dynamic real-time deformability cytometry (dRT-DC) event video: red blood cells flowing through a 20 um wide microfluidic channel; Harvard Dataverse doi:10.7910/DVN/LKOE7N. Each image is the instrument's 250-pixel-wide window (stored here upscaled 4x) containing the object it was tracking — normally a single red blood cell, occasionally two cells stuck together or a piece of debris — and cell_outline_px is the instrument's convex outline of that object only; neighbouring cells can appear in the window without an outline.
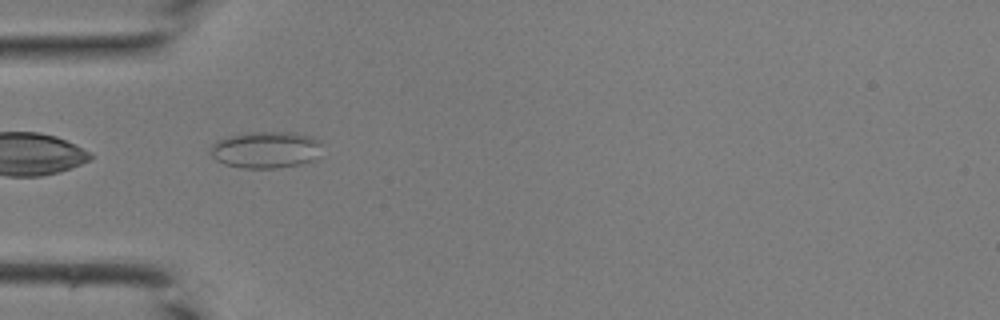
{"species": "common noctule bat (a hibernating species)", "species_latin": "Nyctalus noctula", "temperature_condition": "room temperature", "stored_images_in_passage": 6, "camera_frame_rate_fps": 3000, "um_per_image_px": 0.085, "animal": {"sex": "male", "body_mass_g": 19.0, "forearm_length_mm": 50.8}, "frame": {"image": 1, "passage_image": 1, "time_ms": 0.0, "image_size_px": [1000, 320], "cell_outline_px": [[320, 156], [316, 160], [300, 164], [276, 168], [244, 168], [224, 164], [216, 160], [208, 152], [212, 144], [216, 140], [228, 136], [244, 132], [296, 132], [312, 136], [320, 140]], "centroid_in_image_um": [22.6, 12.72], "position_along_channel_um": 62.4, "area_um2": 24.39}}
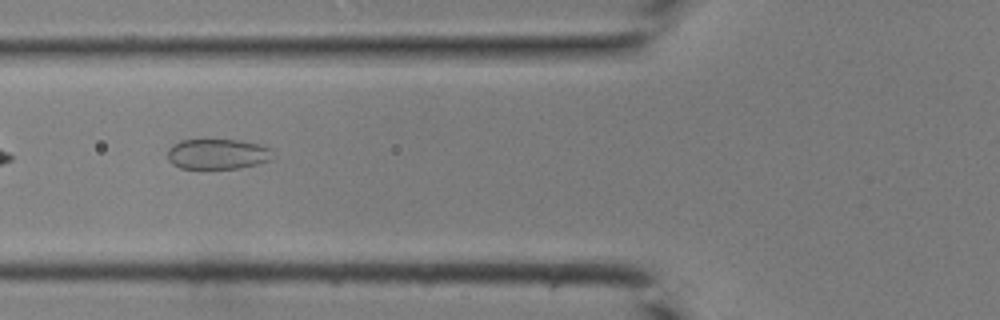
{"frame": {"image": 2, "passage_image": 4, "time_ms": 1.0, "image_size_px": [1000, 320], "cell_outline_px": [[272, 148], [268, 160], [256, 164], [240, 168], [180, 168], [172, 164], [168, 160], [168, 148], [172, 144], [180, 140], [240, 140], [260, 144]], "centroid_in_image_um": [18.44, 13.08], "position_along_channel_um": 107.4, "area_um2": 18.5}}
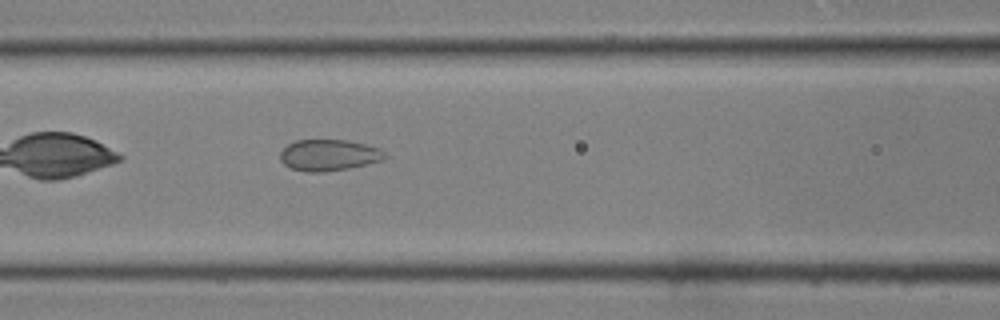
{"frame": {"image": 3, "passage_image": 6, "time_ms": 1.667, "image_size_px": [1000, 320], "cell_outline_px": [[388, 156], [384, 160], [348, 168], [324, 172], [308, 172], [292, 168], [284, 164], [280, 160], [280, 152], [288, 144], [296, 140], [348, 140], [380, 148]], "centroid_in_image_um": [27.96, 13.18], "position_along_channel_um": 138.6, "area_um2": 19.07}}